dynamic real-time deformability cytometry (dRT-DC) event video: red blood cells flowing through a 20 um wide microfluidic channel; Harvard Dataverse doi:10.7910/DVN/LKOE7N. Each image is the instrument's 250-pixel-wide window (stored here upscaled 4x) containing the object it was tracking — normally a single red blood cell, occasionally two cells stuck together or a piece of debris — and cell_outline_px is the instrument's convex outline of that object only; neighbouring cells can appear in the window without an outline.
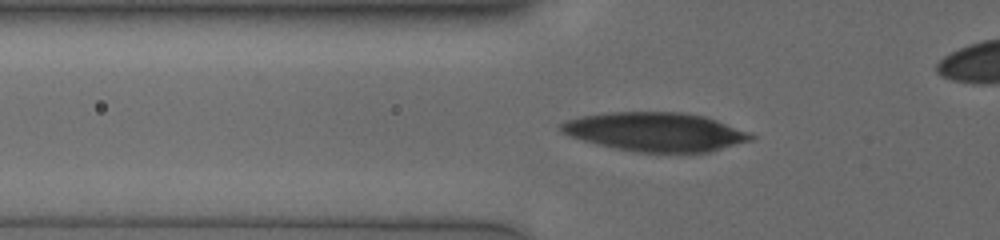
{"species": "human", "species_latin": "Homo sapiens", "temperature_condition": "cold", "stored_images_in_passage": 33, "camera_frame_rate_fps": 3000, "um_per_image_px": 0.085, "donor": {"sex": "male"}, "frame": {"image": 1, "passage_image": 2, "time_ms": 0.333, "image_size_px": [1000, 240], "cell_outline_px": [[756, 136], [752, 140], [708, 152], [688, 156], [636, 152], [596, 144], [568, 136], [560, 132], [560, 124], [564, 120], [580, 116], [608, 112], [680, 112], [704, 116], [716, 120], [748, 132]], "centroid_in_image_um": [55.7, 11.24], "position_along_channel_um": 70.1, "area_um2": 43.99}}
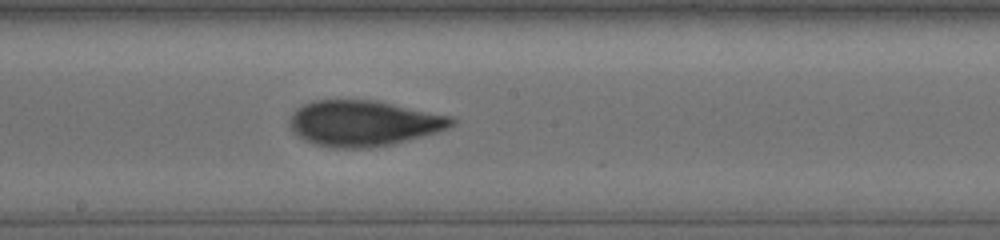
{"frame": {"image": 2, "passage_image": 14, "time_ms": 4.333, "image_size_px": [1000, 240], "cell_outline_px": [[456, 124], [448, 128], [436, 132], [408, 140], [392, 144], [372, 148], [332, 148], [312, 144], [296, 136], [292, 132], [288, 124], [288, 120], [292, 112], [296, 108], [312, 100], [376, 100], [452, 116], [456, 120]], "centroid_in_image_um": [30.86, 10.48], "position_along_channel_um": 217.3, "area_um2": 43.7}}
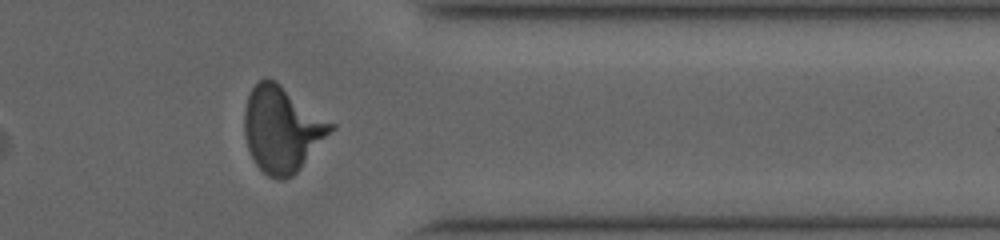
{"frame": {"image": 3, "passage_image": 28, "time_ms": 9.0, "image_size_px": [1000, 240], "cell_outline_px": [[336, 128], [300, 168], [292, 176], [284, 180], [276, 180], [268, 176], [256, 164], [248, 148], [244, 132], [244, 112], [248, 96], [252, 88], [260, 80], [276, 80], [336, 124]], "centroid_in_image_um": [24.0, 10.98], "position_along_channel_um": 387.4, "area_um2": 43.23}}